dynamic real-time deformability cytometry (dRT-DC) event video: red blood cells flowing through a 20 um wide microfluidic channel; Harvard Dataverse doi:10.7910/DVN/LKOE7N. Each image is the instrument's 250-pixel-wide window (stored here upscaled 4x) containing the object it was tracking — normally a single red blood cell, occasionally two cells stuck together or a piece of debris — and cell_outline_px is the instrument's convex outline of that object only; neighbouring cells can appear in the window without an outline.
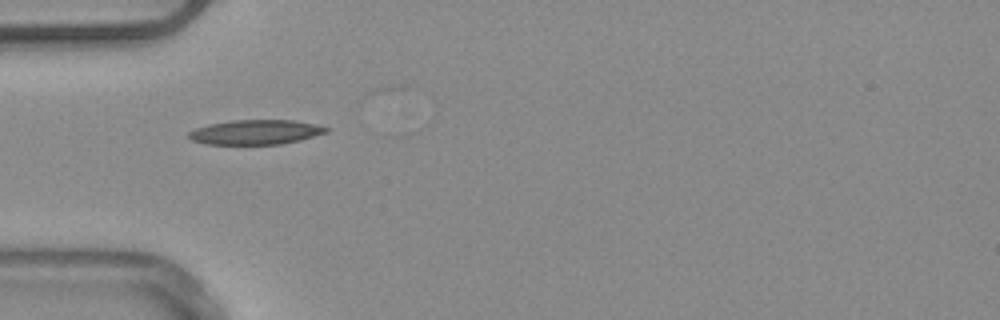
{"species": "common noctule bat (a hibernating species)", "species_latin": "Nyctalus noctula", "temperature_condition": "warm", "stored_images_in_passage": 34, "camera_frame_rate_fps": 3000, "um_per_image_px": 0.085, "animal": {"sex": "male", "body_mass_g": 20.4}, "frame": {"image": 1, "passage_image": 1, "time_ms": 0.0, "image_size_px": [1000, 320], "cell_outline_px": [[328, 132], [300, 140], [280, 144], [204, 144], [192, 140], [188, 136], [188, 132], [196, 128], [208, 124], [232, 120], [292, 120], [316, 124], [328, 128]], "centroid_in_image_um": [21.71, 11.23], "position_along_channel_um": 63.3, "area_um2": 19.71}, "authors_computed_cell_mechanics": {"area_um2": 18.6694, "velocity_mm_per_s": 3.9061, "shape_relaxation_time_tau1_ms": null, "shape_relaxation_time_tau2_ms": 5.3565, "deformation_change_tau1": null, "deformation_change_tau2": 0.1424}}